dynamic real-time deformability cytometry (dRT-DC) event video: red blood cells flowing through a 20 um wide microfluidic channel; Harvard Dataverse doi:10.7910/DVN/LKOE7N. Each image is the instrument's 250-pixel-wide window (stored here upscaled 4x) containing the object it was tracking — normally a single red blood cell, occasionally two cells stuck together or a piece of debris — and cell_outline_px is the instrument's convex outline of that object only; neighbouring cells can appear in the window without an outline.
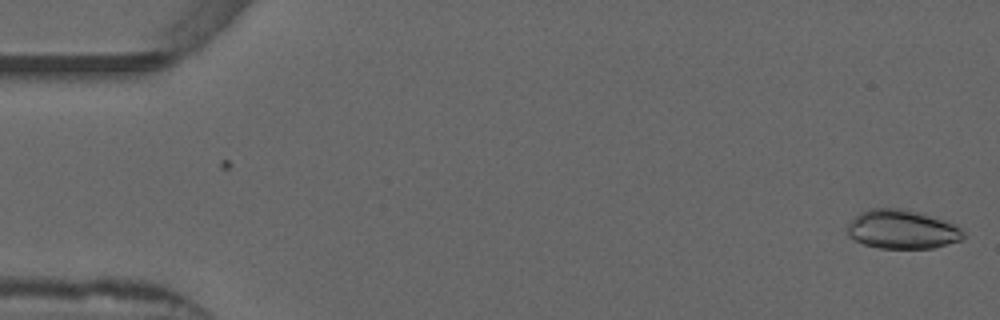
{"species": "common noctule bat (a hibernating species)", "species_latin": "Nyctalus noctula", "temperature_condition": "warm", "stored_images_in_passage": 52, "camera_frame_rate_fps": 3000, "um_per_image_px": 0.085, "animal": {"sex": "male", "forearm_length_mm": 52.5}, "frame": {"image": 1, "passage_image": 1, "time_ms": 0.0, "image_size_px": [1000, 320], "cell_outline_px": [[964, 240], [932, 248], [880, 248], [864, 244], [848, 236], [848, 224], [860, 212], [868, 208], [908, 208], [924, 212], [956, 224], [964, 232]], "centroid_in_image_um": [76.73, 19.47], "position_along_channel_um": 8.3, "area_um2": 26.76}}
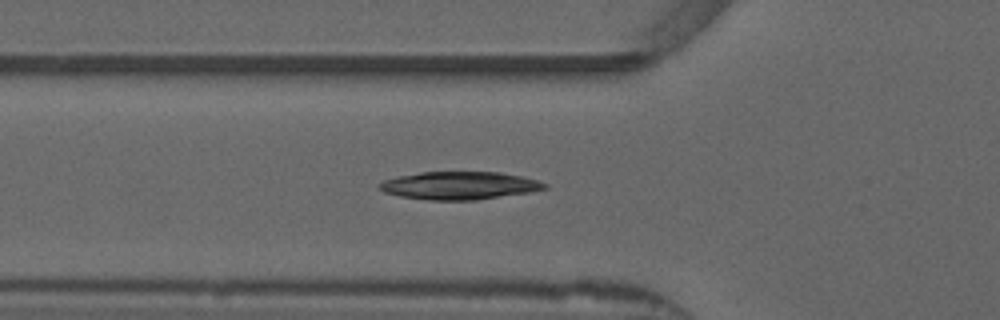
{"frame": {"image": 2, "passage_image": 18, "time_ms": 5.667, "image_size_px": [1000, 320], "cell_outline_px": [[548, 188], [532, 192], [476, 200], [428, 200], [400, 196], [384, 192], [376, 188], [376, 184], [384, 180], [396, 176], [420, 172], [500, 172], [524, 176], [548, 184]], "centroid_in_image_um": [39.04, 15.77], "position_along_channel_um": 86.8, "area_um2": 27.17}}
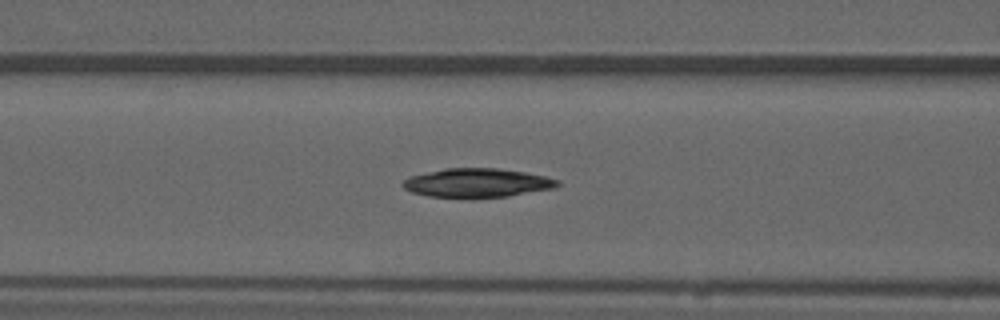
{"frame": {"image": 3, "passage_image": 21, "time_ms": 6.667, "image_size_px": [1000, 320], "cell_outline_px": [[560, 184], [556, 188], [508, 196], [428, 196], [412, 192], [404, 188], [400, 184], [408, 176], [444, 168], [500, 168], [524, 172], [544, 176], [560, 180]], "centroid_in_image_um": [40.56, 15.52], "position_along_channel_um": 126.0, "area_um2": 25.72}, "authors_computed_cell_mechanics": {"area_um2": 25.8077, "velocity_mm_per_s": 3.8738, "shape_relaxation_time_tau1_ms": null, "shape_relaxation_time_tau2_ms": 6.9691, "deformation_change_tau1": null, "deformation_change_tau2": 0.0908}}